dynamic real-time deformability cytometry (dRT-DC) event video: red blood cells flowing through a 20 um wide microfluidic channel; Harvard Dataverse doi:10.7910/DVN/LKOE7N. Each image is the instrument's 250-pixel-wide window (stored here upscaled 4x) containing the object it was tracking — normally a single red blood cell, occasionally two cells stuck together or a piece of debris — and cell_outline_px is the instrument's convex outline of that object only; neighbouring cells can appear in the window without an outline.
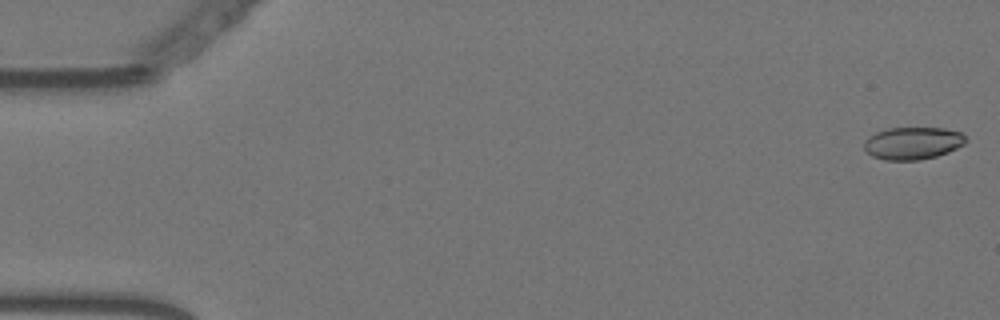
{"species": "Egyptian fruit bat (a non-hibernating species)", "species_latin": "Rousettus aegyptiacus", "temperature_condition": "warm", "stored_images_in_passage": 11, "camera_frame_rate_fps": 3000, "um_per_image_px": 0.085, "animal": {"sex": "female"}, "frame": {"image": 1, "passage_image": 1, "time_ms": 0.0, "image_size_px": [1000, 320], "cell_outline_px": [[968, 140], [964, 144], [948, 152], [936, 156], [920, 160], [884, 160], [872, 156], [864, 148], [864, 140], [868, 136], [876, 132], [888, 128], [944, 128], [960, 132]], "centroid_in_image_um": [77.57, 12.17], "position_along_channel_um": 7.4, "area_um2": 19.25}}